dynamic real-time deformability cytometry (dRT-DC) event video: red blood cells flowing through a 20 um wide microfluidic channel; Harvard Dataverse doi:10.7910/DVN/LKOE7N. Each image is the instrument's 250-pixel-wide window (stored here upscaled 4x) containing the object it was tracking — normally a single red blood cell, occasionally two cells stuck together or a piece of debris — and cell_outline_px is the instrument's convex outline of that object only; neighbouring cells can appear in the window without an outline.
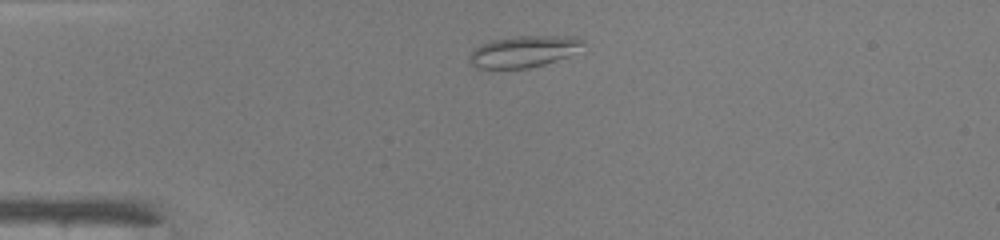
{"species": "common noctule bat (a hibernating species)", "species_latin": "Nyctalus noctula", "temperature_condition": "warm", "stored_images_in_passage": 37, "camera_frame_rate_fps": 3000, "um_per_image_px": 0.085, "animal": {"sex": "male", "body_mass_g": 19.0, "forearm_length_mm": 50.8}, "frame": {"image": 1, "passage_image": 1, "time_ms": 0.0, "image_size_px": [1000, 240], "cell_outline_px": [[584, 44], [568, 56], [544, 64], [528, 68], [476, 68], [468, 60], [468, 56], [480, 44], [492, 40], [516, 36], [576, 36], [584, 40]], "centroid_in_image_um": [44.49, 4.37], "position_along_channel_um": 40.5, "area_um2": 20.69}}
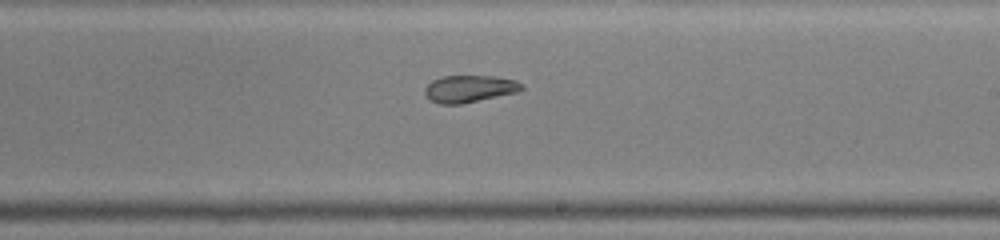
{"frame": {"image": 2, "passage_image": 18, "time_ms": 5.667, "image_size_px": [1000, 240], "cell_outline_px": [[524, 88], [520, 92], [460, 104], [440, 104], [432, 100], [424, 92], [424, 88], [432, 80], [440, 76], [496, 76], [516, 80], [524, 84]], "centroid_in_image_um": [39.95, 7.53], "position_along_channel_um": 249.0, "area_um2": 15.43}}
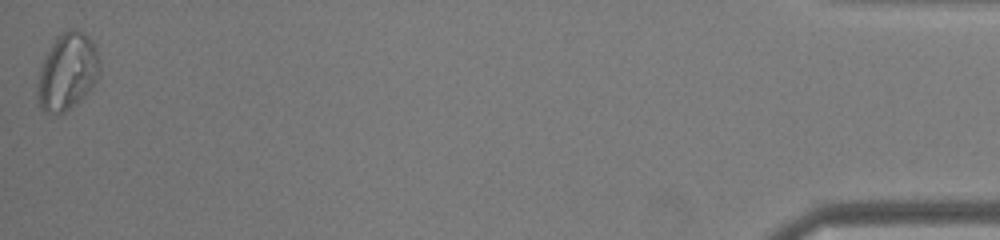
{"frame": {"image": 3, "passage_image": 37, "time_ms": 12.0, "image_size_px": [1000, 240], "cell_outline_px": [[100, 72], [96, 80], [84, 96], [68, 108], [56, 116], [40, 108], [36, 96], [36, 88], [40, 68], [44, 56], [56, 36], [60, 32], [76, 28], [80, 28], [92, 40], [96, 48], [100, 64]], "centroid_in_image_um": [5.7, 6.05], "position_along_channel_um": 429.5, "area_um2": 28.09}, "authors_computed_cell_mechanics": {"area_um2": 17.4556, "velocity_mm_per_s": 4.2561, "shape_relaxation_time_tau1_ms": null, "shape_relaxation_time_tau2_ms": 0.4756, "deformation_change_tau1": null, "deformation_change_tau2": 0.0492}}